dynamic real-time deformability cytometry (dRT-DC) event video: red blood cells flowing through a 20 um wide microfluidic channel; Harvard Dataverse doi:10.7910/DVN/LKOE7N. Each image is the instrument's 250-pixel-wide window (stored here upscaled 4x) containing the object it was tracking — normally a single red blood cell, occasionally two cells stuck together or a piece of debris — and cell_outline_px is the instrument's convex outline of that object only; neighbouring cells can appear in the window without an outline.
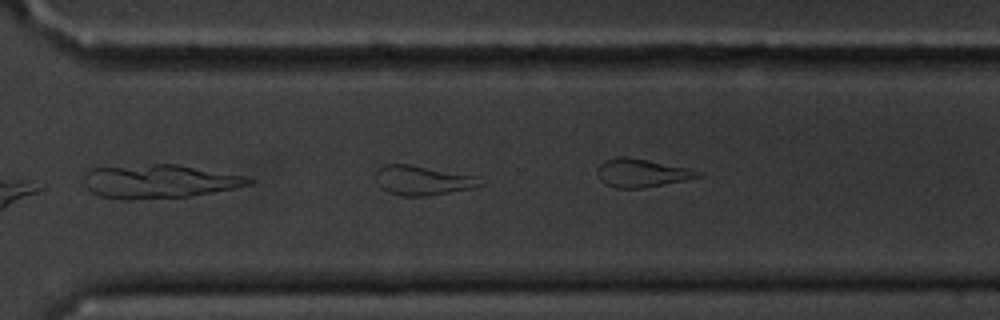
{"species": "common noctule bat (a hibernating species)", "species_latin": "Nyctalus noctula", "temperature_condition": "cold", "stored_images_in_passage": 30, "camera_frame_rate_fps": 3000, "um_per_image_px": 0.085, "animal": {"sex": "male", "body_mass_g": 20.1, "forearm_length_mm": 53.5}, "frame": {"image": 1, "passage_image": 26, "time_ms": 8.333, "image_size_px": [1000, 320], "cell_outline_px": [[488, 180], [484, 184], [472, 188], [428, 196], [400, 196], [388, 192], [380, 188], [376, 184], [376, 168], [384, 164], [408, 164], [476, 176]], "centroid_in_image_um": [35.92, 15.34], "position_along_channel_um": 334.7, "area_um2": 18.26}}